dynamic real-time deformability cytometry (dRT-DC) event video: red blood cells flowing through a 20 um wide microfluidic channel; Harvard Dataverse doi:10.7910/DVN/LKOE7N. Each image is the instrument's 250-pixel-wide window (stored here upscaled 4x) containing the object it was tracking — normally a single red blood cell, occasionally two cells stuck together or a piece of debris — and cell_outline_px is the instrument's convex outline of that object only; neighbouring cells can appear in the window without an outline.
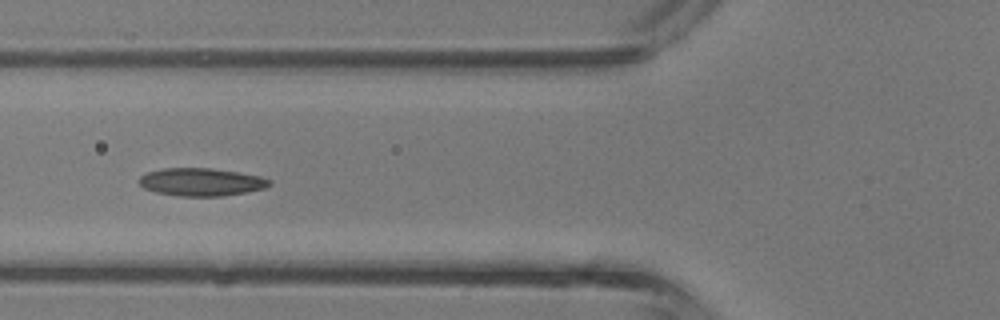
{"species": "common noctule bat (a hibernating species)", "species_latin": "Nyctalus noctula", "temperature_condition": "room temperature", "stored_images_in_passage": 27, "camera_frame_rate_fps": 3000, "um_per_image_px": 0.085, "animal": {"sex": "male", "body_mass_g": 13.3}, "frame": {"image": 1, "passage_image": 12, "time_ms": 3.667, "image_size_px": [1000, 320], "cell_outline_px": [[272, 184], [264, 188], [248, 192], [224, 196], [176, 196], [156, 192], [144, 188], [140, 184], [140, 176], [148, 172], [164, 168], [212, 168], [260, 176], [272, 180]], "centroid_in_image_um": [17.13, 15.47], "position_along_channel_um": 108.7, "area_um2": 21.15}}
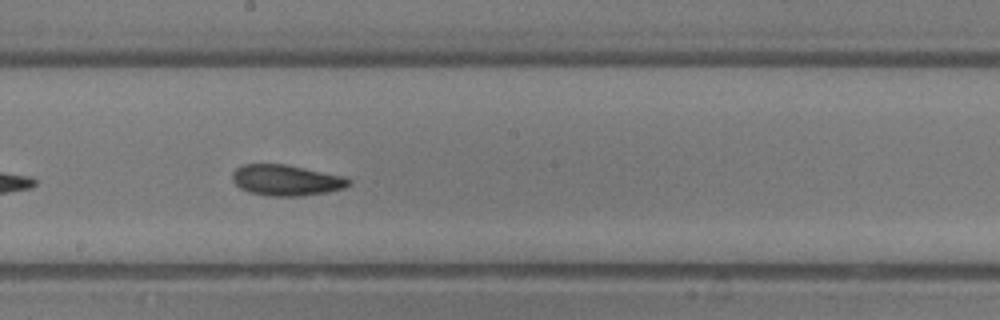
{"frame": {"image": 2, "passage_image": 19, "time_ms": 6.0, "image_size_px": [1000, 320], "cell_outline_px": [[352, 184], [344, 188], [328, 192], [300, 196], [268, 196], [248, 192], [240, 188], [232, 180], [232, 172], [236, 168], [244, 164], [284, 164], [344, 176], [352, 180]], "centroid_in_image_um": [24.33, 15.32], "position_along_channel_um": 223.9, "area_um2": 21.04}}
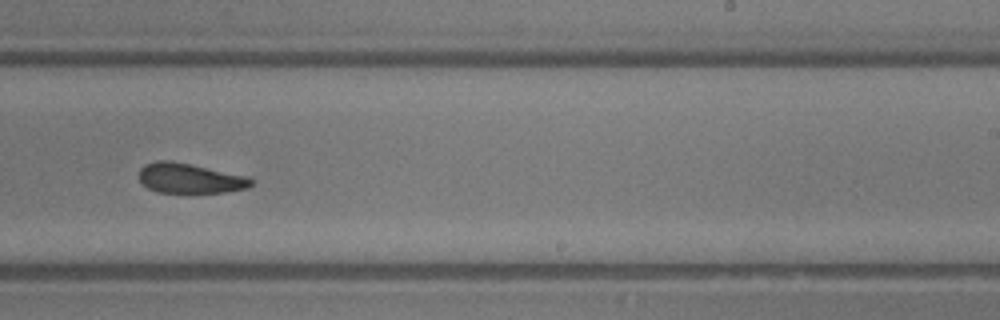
{"frame": {"image": 3, "passage_image": 22, "time_ms": 7.0, "image_size_px": [1000, 320], "cell_outline_px": [[252, 184], [248, 188], [228, 192], [192, 196], [188, 196], [156, 192], [148, 188], [140, 180], [140, 168], [144, 164], [156, 160], [168, 160], [248, 176], [252, 180]], "centroid_in_image_um": [16.14, 15.22], "position_along_channel_um": 272.9, "area_um2": 20.46}}